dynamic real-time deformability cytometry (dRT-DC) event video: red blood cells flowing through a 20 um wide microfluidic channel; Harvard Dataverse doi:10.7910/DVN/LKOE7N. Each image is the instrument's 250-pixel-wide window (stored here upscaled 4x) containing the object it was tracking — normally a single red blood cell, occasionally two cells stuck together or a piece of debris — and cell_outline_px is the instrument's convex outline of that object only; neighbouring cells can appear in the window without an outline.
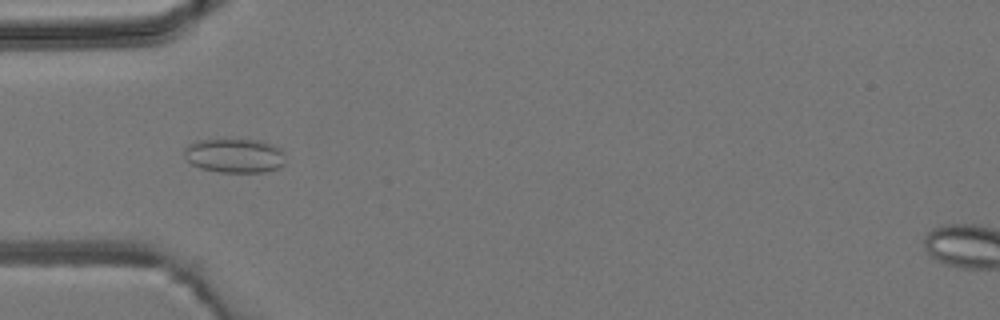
{"species": "common noctule bat (a hibernating species)", "species_latin": "Nyctalus noctula", "temperature_condition": "room temperature", "stored_images_in_passage": 5, "camera_frame_rate_fps": 3000, "um_per_image_px": 0.085, "animal": {"sex": "male", "body_mass_g": 19.2, "forearm_length_mm": 51.8}, "frame": {"image": 1, "passage_image": 5, "time_ms": 4.667, "image_size_px": [1000, 320], "cell_outline_px": [[284, 164], [268, 172], [220, 172], [200, 168], [192, 164], [184, 156], [184, 148], [188, 144], [196, 140], [224, 136], [264, 140], [280, 148], [284, 152]], "centroid_in_image_um": [19.92, 13.16], "position_along_channel_um": 65.1, "area_um2": 21.27}}